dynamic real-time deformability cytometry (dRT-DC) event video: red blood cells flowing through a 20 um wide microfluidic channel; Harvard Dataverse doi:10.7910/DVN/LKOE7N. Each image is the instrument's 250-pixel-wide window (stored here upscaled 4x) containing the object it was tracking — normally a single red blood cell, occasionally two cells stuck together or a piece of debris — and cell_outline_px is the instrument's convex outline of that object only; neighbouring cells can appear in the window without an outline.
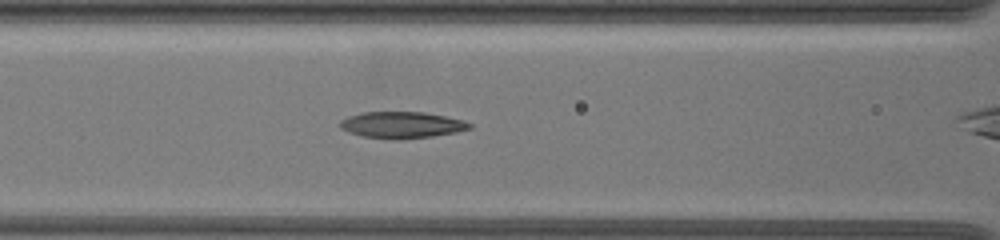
{"species": "common noctule bat (a hibernating species)", "species_latin": "Nyctalus noctula", "temperature_condition": "warm", "stored_images_in_passage": 21, "camera_frame_rate_fps": 3000, "um_per_image_px": 0.085, "animal": {"sex": "female", "body_mass_g": 19.5, "forearm_length_mm": 54.1}, "frame": {"image": 1, "passage_image": 6, "time_ms": 2.667, "image_size_px": [1000, 240], "cell_outline_px": [[472, 128], [456, 132], [432, 136], [400, 140], [392, 140], [360, 136], [348, 132], [340, 128], [340, 120], [348, 116], [360, 112], [424, 112], [464, 120], [472, 124]], "centroid_in_image_um": [34.12, 10.63], "position_along_channel_um": 132.5, "area_um2": 20.23}}
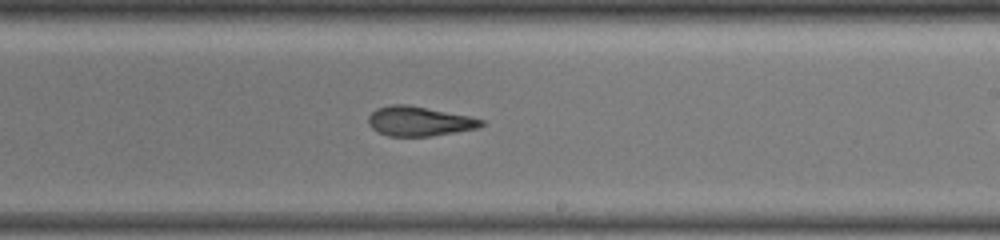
{"frame": {"image": 2, "passage_image": 12, "time_ms": 6.0, "image_size_px": [1000, 240], "cell_outline_px": [[484, 124], [480, 128], [432, 136], [388, 136], [376, 132], [368, 124], [368, 116], [376, 108], [388, 104], [408, 104], [468, 116], [484, 120]], "centroid_in_image_um": [35.6, 10.3], "position_along_channel_um": 253.4, "area_um2": 19.65}}
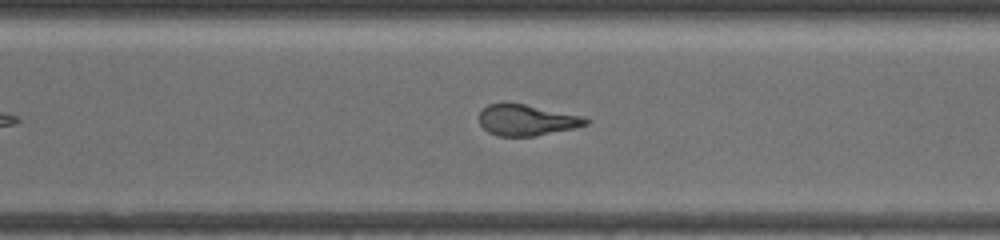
{"frame": {"image": 3, "passage_image": 16, "time_ms": 8.0, "image_size_px": [1000, 240], "cell_outline_px": [[592, 120], [588, 124], [576, 128], [532, 136], [496, 136], [488, 132], [480, 124], [480, 112], [488, 104], [524, 104], [584, 116]], "centroid_in_image_um": [44.82, 10.22], "position_along_channel_um": 325.8, "area_um2": 19.13}}